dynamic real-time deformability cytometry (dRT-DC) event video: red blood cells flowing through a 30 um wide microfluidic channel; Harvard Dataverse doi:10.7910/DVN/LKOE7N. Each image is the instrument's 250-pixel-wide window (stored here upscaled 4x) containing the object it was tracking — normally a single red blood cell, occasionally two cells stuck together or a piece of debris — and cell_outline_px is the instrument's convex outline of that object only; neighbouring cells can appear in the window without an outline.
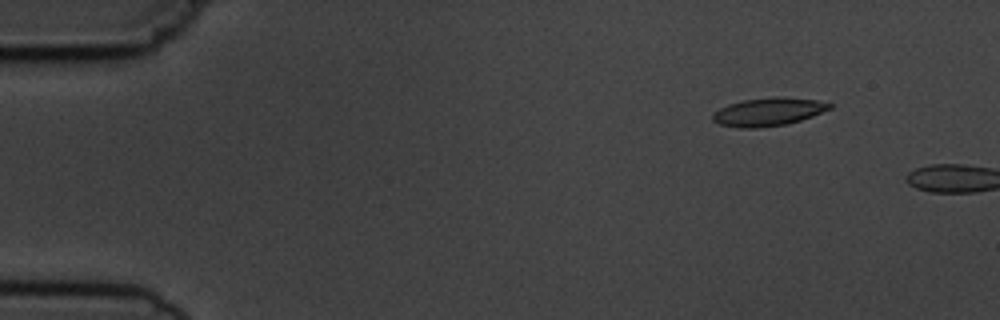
{"species": "common noctule bat (a hibernating species)", "species_latin": "Nyctalus noctula", "temperature_condition": "cold", "stored_images_in_passage": 3, "camera_frame_rate_fps": 3000, "um_per_image_px": 0.085, "animal": {"sex": "male", "body_mass_g": 19.5, "forearm_length_mm": 54.6}, "frame": {"image": 1, "passage_image": 2, "time_ms": 1.0, "image_size_px": [1000, 320], "cell_outline_px": [[832, 108], [812, 116], [788, 124], [756, 128], [740, 128], [720, 124], [712, 120], [712, 112], [728, 104], [744, 100], [772, 96], [776, 96], [816, 100], [832, 104]], "centroid_in_image_um": [65.28, 9.5], "position_along_channel_um": 19.7, "area_um2": 19.19}}